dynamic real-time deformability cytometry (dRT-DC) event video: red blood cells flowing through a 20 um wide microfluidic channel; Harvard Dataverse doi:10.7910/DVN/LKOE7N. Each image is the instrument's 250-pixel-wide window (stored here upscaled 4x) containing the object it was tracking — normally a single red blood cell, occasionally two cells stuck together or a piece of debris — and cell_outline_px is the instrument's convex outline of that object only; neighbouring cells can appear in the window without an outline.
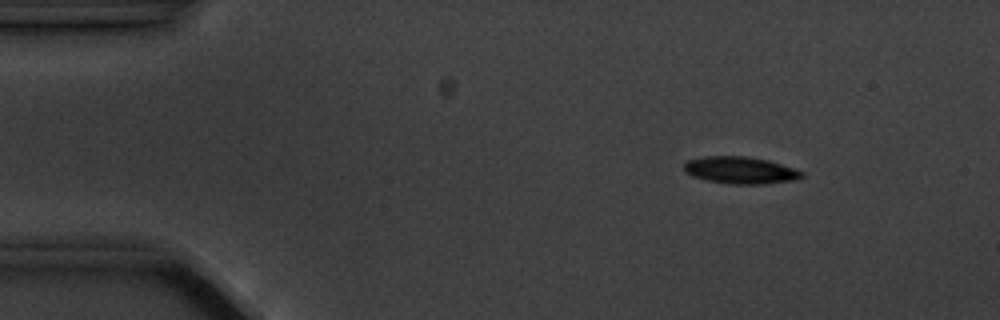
{"species": "common noctule bat (a hibernating species)", "species_latin": "Nyctalus noctula", "temperature_condition": "cold", "stored_images_in_passage": 5, "camera_frame_rate_fps": 3000, "um_per_image_px": 0.085, "animal": {"sex": "male", "body_mass_g": 20.1, "forearm_length_mm": 53.5}, "frame": {"image": 1, "passage_image": 3, "time_ms": 2.0, "image_size_px": [1000, 320], "cell_outline_px": [[804, 176], [792, 180], [760, 184], [732, 184], [708, 180], [692, 176], [684, 172], [684, 164], [688, 160], [704, 156], [744, 156], [768, 160], [804, 172]], "centroid_in_image_um": [62.89, 14.46], "position_along_channel_um": 22.1, "area_um2": 18.32}}
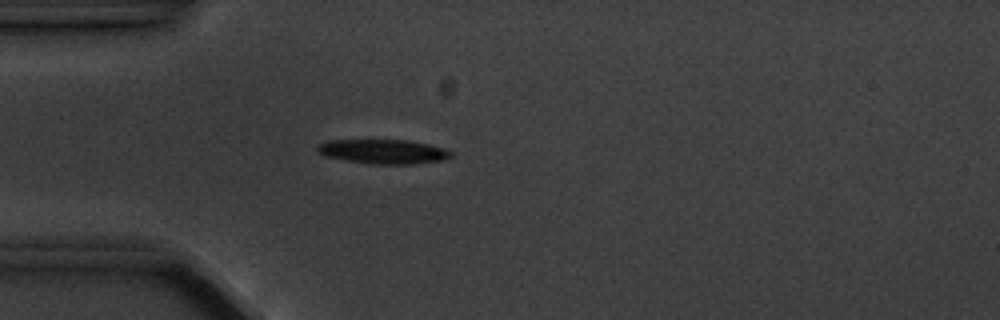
{"frame": {"image": 2, "passage_image": 5, "time_ms": 4.667, "image_size_px": [1000, 320], "cell_outline_px": [[452, 156], [444, 160], [416, 164], [372, 164], [344, 160], [324, 156], [316, 152], [316, 144], [328, 140], [408, 140], [428, 144], [444, 148], [452, 152]], "centroid_in_image_um": [32.54, 12.88], "position_along_channel_um": 52.5, "area_um2": 19.25}}